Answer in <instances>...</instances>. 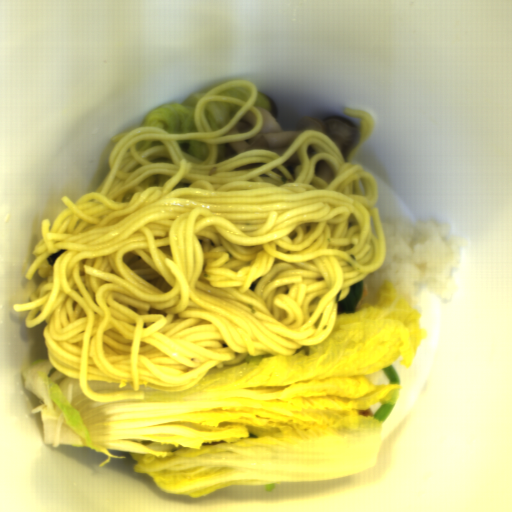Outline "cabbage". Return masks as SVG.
Masks as SVG:
<instances>
[{"mask_svg":"<svg viewBox=\"0 0 512 512\" xmlns=\"http://www.w3.org/2000/svg\"><path fill=\"white\" fill-rule=\"evenodd\" d=\"M219 95H226V96L233 97V98L247 102L251 96V90H250V87L243 85V86L234 87V88L225 90V91L219 93Z\"/></svg>","mask_w":512,"mask_h":512,"instance_id":"115b8fd1","label":"cabbage"},{"mask_svg":"<svg viewBox=\"0 0 512 512\" xmlns=\"http://www.w3.org/2000/svg\"><path fill=\"white\" fill-rule=\"evenodd\" d=\"M220 84L198 90L190 94L182 103L171 102L150 110L140 127H158L171 134L197 133L193 119L195 106L205 94Z\"/></svg>","mask_w":512,"mask_h":512,"instance_id":"f4c42f77","label":"cabbage"},{"mask_svg":"<svg viewBox=\"0 0 512 512\" xmlns=\"http://www.w3.org/2000/svg\"><path fill=\"white\" fill-rule=\"evenodd\" d=\"M421 316L385 281L354 313H336L326 341L292 355H247L211 368L189 390L141 386L144 399L94 401L80 379L39 358L23 371L41 403L44 443L128 453L134 471L170 494L205 497L229 486L342 478L374 467L384 424L360 416L397 405L403 386L371 375L400 360L410 367Z\"/></svg>","mask_w":512,"mask_h":512,"instance_id":"4295e07d","label":"cabbage"},{"mask_svg":"<svg viewBox=\"0 0 512 512\" xmlns=\"http://www.w3.org/2000/svg\"><path fill=\"white\" fill-rule=\"evenodd\" d=\"M183 152L200 160L206 161L210 155V151L205 142L196 140H179L177 141Z\"/></svg>","mask_w":512,"mask_h":512,"instance_id":"83cfc177","label":"cabbage"},{"mask_svg":"<svg viewBox=\"0 0 512 512\" xmlns=\"http://www.w3.org/2000/svg\"><path fill=\"white\" fill-rule=\"evenodd\" d=\"M216 147H217V158H216L215 164L226 161V146L223 144V145H216Z\"/></svg>","mask_w":512,"mask_h":512,"instance_id":"be95991f","label":"cabbage"},{"mask_svg":"<svg viewBox=\"0 0 512 512\" xmlns=\"http://www.w3.org/2000/svg\"><path fill=\"white\" fill-rule=\"evenodd\" d=\"M243 106L227 101H209L204 107V115L210 129L218 131L228 125Z\"/></svg>","mask_w":512,"mask_h":512,"instance_id":"31cb4dd1","label":"cabbage"},{"mask_svg":"<svg viewBox=\"0 0 512 512\" xmlns=\"http://www.w3.org/2000/svg\"><path fill=\"white\" fill-rule=\"evenodd\" d=\"M162 144H164V143L154 141V140H140V141L136 142L135 147L138 151H142V150H148L156 145H162Z\"/></svg>","mask_w":512,"mask_h":512,"instance_id":"d0b9bed7","label":"cabbage"},{"mask_svg":"<svg viewBox=\"0 0 512 512\" xmlns=\"http://www.w3.org/2000/svg\"><path fill=\"white\" fill-rule=\"evenodd\" d=\"M254 107H261L269 111L271 105L269 99L257 92V98L254 102Z\"/></svg>","mask_w":512,"mask_h":512,"instance_id":"5104c2ef","label":"cabbage"},{"mask_svg":"<svg viewBox=\"0 0 512 512\" xmlns=\"http://www.w3.org/2000/svg\"><path fill=\"white\" fill-rule=\"evenodd\" d=\"M87 385L93 392H97L103 395L115 392L133 391L130 384L128 383L122 388L119 387V383H108L99 381H87Z\"/></svg>","mask_w":512,"mask_h":512,"instance_id":"e044984a","label":"cabbage"}]
</instances>
